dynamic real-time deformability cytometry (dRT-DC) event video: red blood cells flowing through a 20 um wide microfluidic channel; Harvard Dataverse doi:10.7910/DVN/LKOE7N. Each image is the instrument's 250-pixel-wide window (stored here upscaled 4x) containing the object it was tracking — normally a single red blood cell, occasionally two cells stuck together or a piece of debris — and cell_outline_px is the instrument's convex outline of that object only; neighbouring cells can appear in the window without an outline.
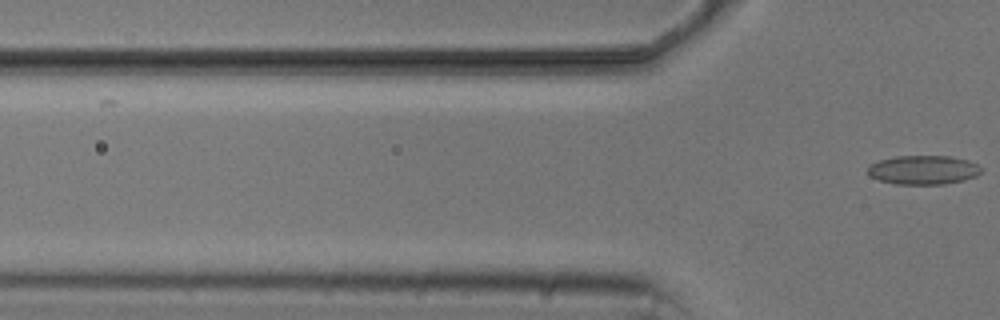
{"species": "common noctule bat (a hibernating species)", "species_latin": "Nyctalus noctula", "temperature_condition": "cold", "stored_images_in_passage": 5, "camera_frame_rate_fps": 3000, "um_per_image_px": 0.085, "animal": {"sex": "male", "body_mass_g": 20.5, "forearm_length_mm": 52.5}, "frame": {"image": 1, "passage_image": 5, "time_ms": 5.333, "image_size_px": [1000, 320], "cell_outline_px": [[980, 172], [976, 176], [964, 180], [944, 184], [896, 184], [880, 180], [868, 176], [868, 164], [880, 160], [896, 156], [948, 156], [968, 160], [980, 164]], "centroid_in_image_um": [78.47, 14.44], "position_along_channel_um": 47.3, "area_um2": 19.25}}